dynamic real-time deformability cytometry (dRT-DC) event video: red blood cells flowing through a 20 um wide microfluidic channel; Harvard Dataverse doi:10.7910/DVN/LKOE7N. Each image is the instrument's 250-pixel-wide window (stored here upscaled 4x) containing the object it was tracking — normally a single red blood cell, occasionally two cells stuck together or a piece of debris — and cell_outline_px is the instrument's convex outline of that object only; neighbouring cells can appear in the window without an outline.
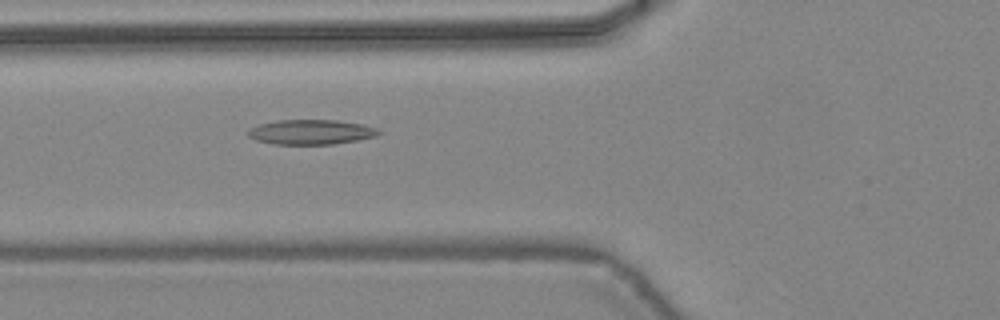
{"species": "common noctule bat (a hibernating species)", "species_latin": "Nyctalus noctula", "temperature_condition": "warm", "stored_images_in_passage": 36, "camera_frame_rate_fps": 3000, "um_per_image_px": 0.085, "animal": {"sex": "female", "body_mass_g": 24.6, "forearm_length_mm": 56.2}, "frame": {"image": 1, "passage_image": 8, "time_ms": 2.333, "image_size_px": [1000, 320], "cell_outline_px": [[380, 132], [376, 136], [356, 140], [332, 144], [272, 144], [256, 140], [248, 136], [248, 132], [252, 128], [260, 124], [276, 120], [336, 120], [360, 124], [376, 128]], "centroid_in_image_um": [26.41, 11.22], "position_along_channel_um": 99.4, "area_um2": 18.61}}
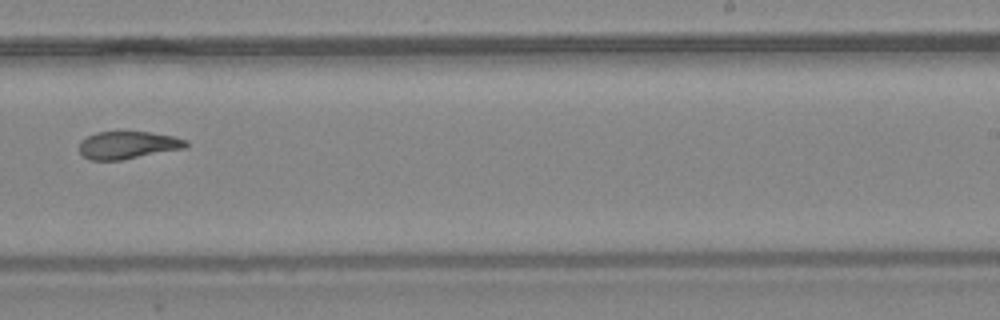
{"frame": {"image": 2, "passage_image": 20, "time_ms": 6.333, "image_size_px": [1000, 320], "cell_outline_px": [[188, 144], [184, 148], [120, 160], [88, 160], [80, 152], [80, 140], [96, 132], [148, 132], [172, 136], [188, 140]], "centroid_in_image_um": [10.84, 12.33], "position_along_channel_um": 278.2, "area_um2": 16.94}}
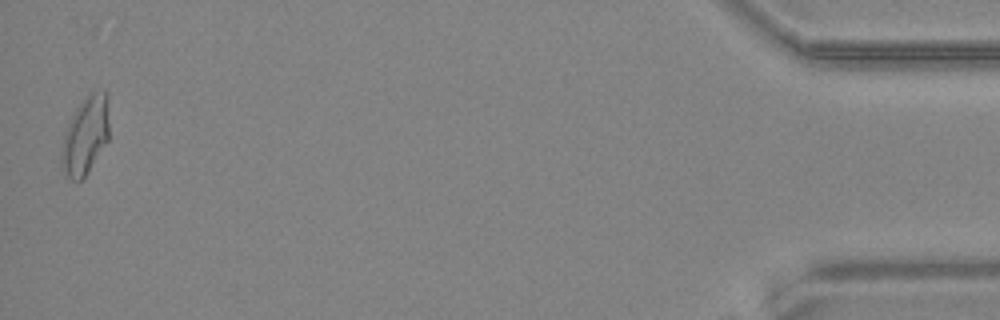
{"frame": {"image": 3, "passage_image": 36, "time_ms": 11.667, "image_size_px": [1000, 320], "cell_outline_px": [[108, 140], [88, 172], [80, 180], [72, 180], [64, 176], [60, 160], [60, 152], [64, 136], [68, 124], [76, 108], [92, 92], [104, 88], [108, 124]], "centroid_in_image_um": [7.22, 11.59], "position_along_channel_um": 428.0, "area_um2": 21.21}, "authors_computed_cell_mechanics": {"area_um2": 18.2937, "velocity_mm_per_s": 4.4707, "shape_relaxation_time_tau1_ms": null, "shape_relaxation_time_tau2_ms": 3.447, "deformation_change_tau1": null, "deformation_change_tau2": 0.1119}}